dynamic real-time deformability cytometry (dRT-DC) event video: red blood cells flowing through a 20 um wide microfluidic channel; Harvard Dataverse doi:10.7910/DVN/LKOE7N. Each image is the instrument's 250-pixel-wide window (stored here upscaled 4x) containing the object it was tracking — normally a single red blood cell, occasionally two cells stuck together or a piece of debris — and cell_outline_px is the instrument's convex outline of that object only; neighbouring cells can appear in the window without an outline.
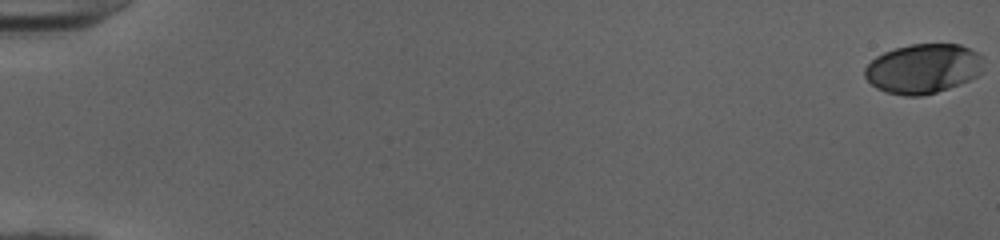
{"species": "human", "species_latin": "Homo sapiens", "temperature_condition": "cold", "stored_images_in_passage": 53, "camera_frame_rate_fps": 3000, "um_per_image_px": 0.085, "donor": {"sex": "female"}, "frame": {"image": 1, "passage_image": 1, "time_ms": 0.0, "image_size_px": [1000, 240], "cell_outline_px": [[984, 72], [960, 84], [936, 92], [920, 96], [904, 96], [884, 92], [876, 88], [864, 76], [864, 68], [876, 56], [884, 52], [896, 48], [912, 44], [960, 44], [984, 56]], "centroid_in_image_um": [78.49, 5.83], "position_along_channel_um": 6.5, "area_um2": 34.56}}
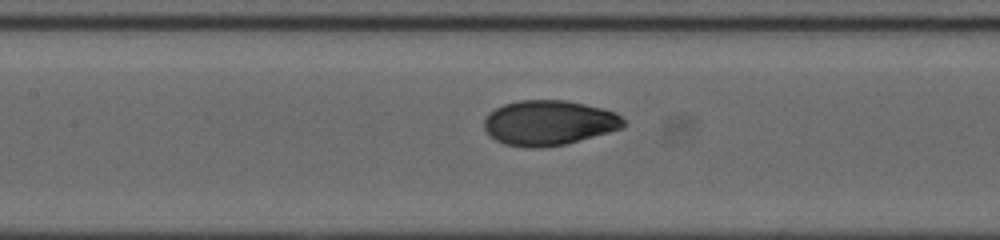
{"frame": {"image": 2, "passage_image": 27, "time_ms": 8.667, "image_size_px": [1000, 240], "cell_outline_px": [[628, 124], [624, 128], [564, 144], [544, 148], [528, 148], [504, 144], [496, 140], [484, 128], [484, 120], [488, 112], [504, 104], [520, 100], [564, 100], [584, 104], [616, 112]], "centroid_in_image_um": [46.66, 10.44], "position_along_channel_um": 160.7, "area_um2": 36.59}}
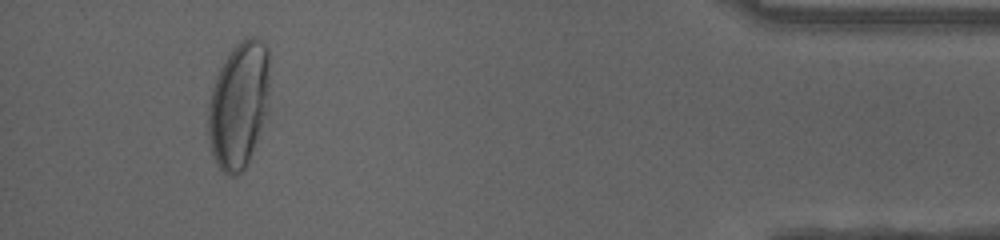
{"frame": {"image": 3, "passage_image": 50, "time_ms": 16.333, "image_size_px": [1000, 240], "cell_outline_px": [[268, 112], [248, 160], [244, 168], [236, 176], [232, 176], [224, 172], [216, 164], [212, 156], [208, 136], [208, 104], [216, 76], [220, 68], [232, 48], [240, 40], [248, 36], [256, 36], [268, 44]], "centroid_in_image_um": [20.29, 8.88], "position_along_channel_um": 414.9, "area_um2": 45.43}, "authors_computed_cell_mechanics": {"area_um2": 35.8938, "velocity_mm_per_s": 4.0151, "shape_relaxation_time_tau1_ms": 4.9919, "shape_relaxation_time_tau2_ms": null, "deformation_change_tau1": 0.2153, "deformation_change_tau2": null}}